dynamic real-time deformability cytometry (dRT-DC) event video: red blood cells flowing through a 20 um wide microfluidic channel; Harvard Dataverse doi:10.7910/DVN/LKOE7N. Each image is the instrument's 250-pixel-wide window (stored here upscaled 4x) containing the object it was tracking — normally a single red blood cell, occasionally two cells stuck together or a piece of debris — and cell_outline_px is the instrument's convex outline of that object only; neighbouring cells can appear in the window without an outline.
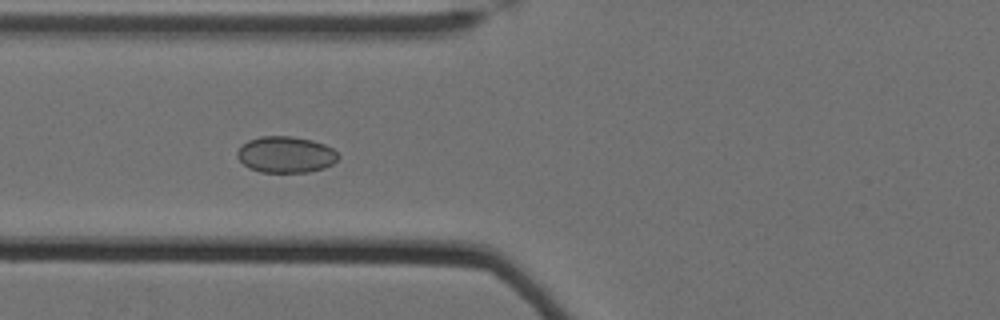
{"species": "Egyptian fruit bat (a non-hibernating species)", "species_latin": "Rousettus aegyptiacus", "temperature_condition": "cold", "stored_images_in_passage": 35, "camera_frame_rate_fps": 3000, "um_per_image_px": 0.085, "animal": {"sex": "female"}, "frame": {"image": 1, "passage_image": 8, "time_ms": 2.333, "image_size_px": [1000, 320], "cell_outline_px": [[340, 156], [332, 164], [324, 168], [308, 172], [260, 172], [248, 168], [236, 156], [236, 152], [248, 140], [260, 136], [292, 136], [312, 140], [324, 144], [332, 148]], "centroid_in_image_um": [24.28, 13.14], "position_along_channel_um": 101.5, "area_um2": 21.39}}
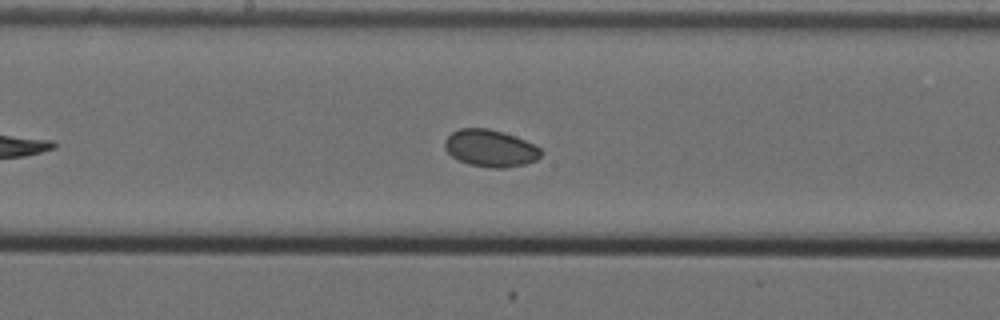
{"frame": {"image": 2, "passage_image": 17, "time_ms": 5.333, "image_size_px": [1000, 320], "cell_outline_px": [[544, 152], [536, 160], [524, 164], [504, 168], [492, 168], [468, 164], [452, 156], [444, 148], [444, 140], [452, 132], [460, 128], [488, 128], [524, 140], [540, 148]], "centroid_in_image_um": [41.66, 12.61], "position_along_channel_um": 206.5, "area_um2": 20.58}}
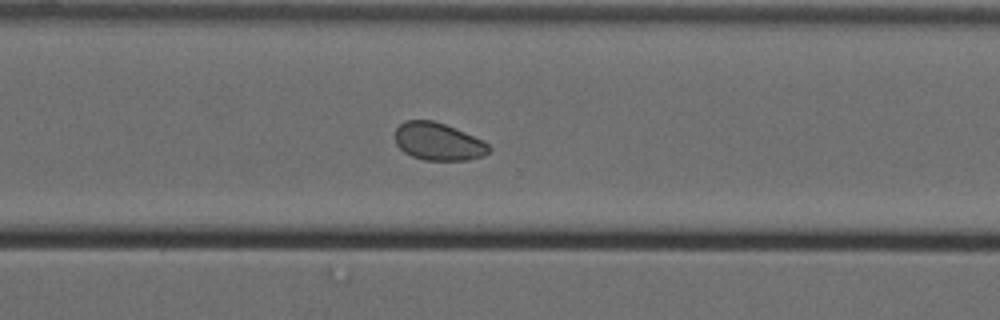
{"frame": {"image": 3, "passage_image": 28, "time_ms": 9.0, "image_size_px": [1000, 320], "cell_outline_px": [[492, 148], [484, 156], [468, 160], [424, 160], [412, 156], [404, 152], [396, 144], [396, 128], [404, 120], [432, 120], [456, 128], [484, 140]], "centroid_in_image_um": [37.27, 12.03], "position_along_channel_um": 333.3, "area_um2": 20.69}}